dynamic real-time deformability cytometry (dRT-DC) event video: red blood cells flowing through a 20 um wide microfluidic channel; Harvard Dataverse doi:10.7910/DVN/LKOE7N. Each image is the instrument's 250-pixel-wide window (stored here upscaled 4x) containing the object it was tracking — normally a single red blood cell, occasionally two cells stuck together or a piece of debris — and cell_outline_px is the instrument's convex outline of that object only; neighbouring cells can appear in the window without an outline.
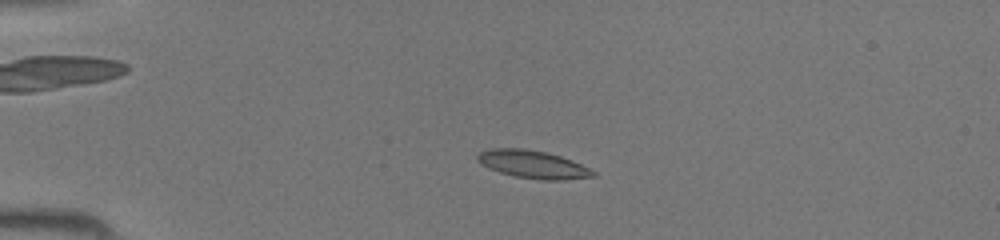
{"species": "common noctule bat (a hibernating species)", "species_latin": "Nyctalus noctula", "temperature_condition": "room temperature", "stored_images_in_passage": 43, "camera_frame_rate_fps": 3000, "um_per_image_px": 0.085, "animal": {"sex": "female", "body_mass_g": 19.5, "forearm_length_mm": 54.1}, "frame": {"image": 1, "passage_image": 9, "time_ms": 2.667, "image_size_px": [1000, 240], "cell_outline_px": [[596, 176], [564, 180], [540, 180], [516, 176], [500, 172], [488, 168], [480, 164], [476, 160], [476, 156], [480, 152], [492, 148], [524, 148], [544, 152], [560, 156], [572, 160], [596, 172]], "centroid_in_image_um": [45.28, 13.97], "position_along_channel_um": 39.7, "area_um2": 18.73}}
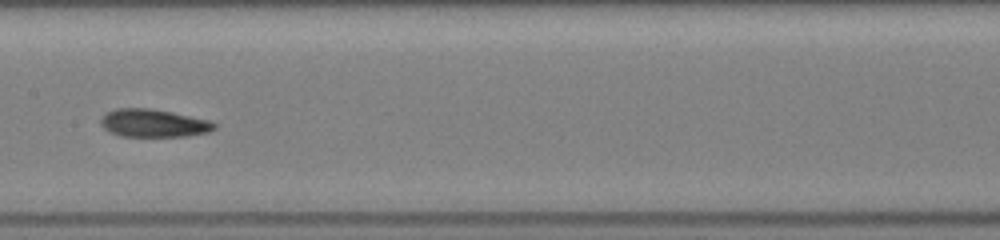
{"frame": {"image": 2, "passage_image": 22, "time_ms": 7.0, "image_size_px": [1000, 240], "cell_outline_px": [[216, 128], [208, 132], [188, 136], [120, 136], [104, 128], [100, 124], [100, 120], [104, 112], [116, 108], [152, 108], [172, 112], [208, 120], [216, 124]], "centroid_in_image_um": [13.02, 10.46], "position_along_channel_um": 194.4, "area_um2": 18.5}}
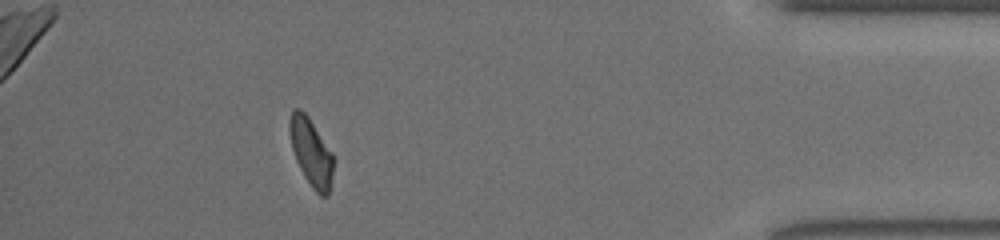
{"frame": {"image": 3, "passage_image": 39, "time_ms": 12.667, "image_size_px": [1000, 240], "cell_outline_px": [[332, 172], [328, 196], [320, 196], [312, 188], [304, 176], [296, 160], [292, 148], [288, 128], [288, 120], [292, 108], [300, 108], [308, 116], [332, 152]], "centroid_in_image_um": [26.4, 12.89], "position_along_channel_um": 408.8, "area_um2": 17.17}}